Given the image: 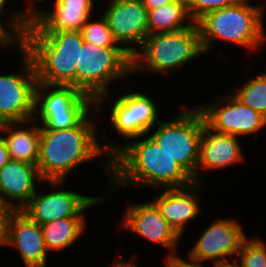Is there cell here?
I'll use <instances>...</instances> for the list:
<instances>
[{
    "instance_id": "6da1fadb",
    "label": "cell",
    "mask_w": 266,
    "mask_h": 267,
    "mask_svg": "<svg viewBox=\"0 0 266 267\" xmlns=\"http://www.w3.org/2000/svg\"><path fill=\"white\" fill-rule=\"evenodd\" d=\"M146 136L143 141L129 140L121 145L102 139L105 143L101 147L111 158L110 189L127 184L162 190L182 188L195 182L151 136Z\"/></svg>"
},
{
    "instance_id": "9a60e30c",
    "label": "cell",
    "mask_w": 266,
    "mask_h": 267,
    "mask_svg": "<svg viewBox=\"0 0 266 267\" xmlns=\"http://www.w3.org/2000/svg\"><path fill=\"white\" fill-rule=\"evenodd\" d=\"M16 247L25 267H46L47 249L41 225L22 211H6L3 220V246Z\"/></svg>"
},
{
    "instance_id": "d6986e66",
    "label": "cell",
    "mask_w": 266,
    "mask_h": 267,
    "mask_svg": "<svg viewBox=\"0 0 266 267\" xmlns=\"http://www.w3.org/2000/svg\"><path fill=\"white\" fill-rule=\"evenodd\" d=\"M200 185H202L201 182H194L182 188L162 189L163 192L159 197L151 200L180 238L184 233L185 225L199 215L197 193L201 191Z\"/></svg>"
},
{
    "instance_id": "2e32d148",
    "label": "cell",
    "mask_w": 266,
    "mask_h": 267,
    "mask_svg": "<svg viewBox=\"0 0 266 267\" xmlns=\"http://www.w3.org/2000/svg\"><path fill=\"white\" fill-rule=\"evenodd\" d=\"M121 221L122 228L168 249L166 258L176 256V247L181 239L162 217L157 206L152 202L131 204ZM175 254V255H174Z\"/></svg>"
},
{
    "instance_id": "277c9868",
    "label": "cell",
    "mask_w": 266,
    "mask_h": 267,
    "mask_svg": "<svg viewBox=\"0 0 266 267\" xmlns=\"http://www.w3.org/2000/svg\"><path fill=\"white\" fill-rule=\"evenodd\" d=\"M264 8V5H251L249 0H238L232 6L204 14L195 22L203 52L207 53L218 39L251 51L258 50L266 42Z\"/></svg>"
},
{
    "instance_id": "7c38bea8",
    "label": "cell",
    "mask_w": 266,
    "mask_h": 267,
    "mask_svg": "<svg viewBox=\"0 0 266 267\" xmlns=\"http://www.w3.org/2000/svg\"><path fill=\"white\" fill-rule=\"evenodd\" d=\"M110 104V122L115 132L126 140L146 136L159 122L154 100L142 92H129Z\"/></svg>"
},
{
    "instance_id": "44dd1931",
    "label": "cell",
    "mask_w": 266,
    "mask_h": 267,
    "mask_svg": "<svg viewBox=\"0 0 266 267\" xmlns=\"http://www.w3.org/2000/svg\"><path fill=\"white\" fill-rule=\"evenodd\" d=\"M30 123H2L0 131L5 134L1 137L6 142L10 159L36 165L39 159L40 126ZM17 125L22 126L21 129L15 128Z\"/></svg>"
},
{
    "instance_id": "4316f807",
    "label": "cell",
    "mask_w": 266,
    "mask_h": 267,
    "mask_svg": "<svg viewBox=\"0 0 266 267\" xmlns=\"http://www.w3.org/2000/svg\"><path fill=\"white\" fill-rule=\"evenodd\" d=\"M235 267H266V243L259 238H246L238 252Z\"/></svg>"
},
{
    "instance_id": "d6a6232c",
    "label": "cell",
    "mask_w": 266,
    "mask_h": 267,
    "mask_svg": "<svg viewBox=\"0 0 266 267\" xmlns=\"http://www.w3.org/2000/svg\"><path fill=\"white\" fill-rule=\"evenodd\" d=\"M3 246V221H0V247Z\"/></svg>"
},
{
    "instance_id": "30bf717a",
    "label": "cell",
    "mask_w": 266,
    "mask_h": 267,
    "mask_svg": "<svg viewBox=\"0 0 266 267\" xmlns=\"http://www.w3.org/2000/svg\"><path fill=\"white\" fill-rule=\"evenodd\" d=\"M216 100L197 106L213 131L239 137L257 133L266 126L265 116L244 105L231 92Z\"/></svg>"
},
{
    "instance_id": "4dcf8cb0",
    "label": "cell",
    "mask_w": 266,
    "mask_h": 267,
    "mask_svg": "<svg viewBox=\"0 0 266 267\" xmlns=\"http://www.w3.org/2000/svg\"><path fill=\"white\" fill-rule=\"evenodd\" d=\"M147 11L156 9L162 5L169 4L175 0H142Z\"/></svg>"
},
{
    "instance_id": "1f68e13d",
    "label": "cell",
    "mask_w": 266,
    "mask_h": 267,
    "mask_svg": "<svg viewBox=\"0 0 266 267\" xmlns=\"http://www.w3.org/2000/svg\"><path fill=\"white\" fill-rule=\"evenodd\" d=\"M115 262L110 265L109 267H137L136 261L134 259L132 261H122L120 258H117V261L114 260Z\"/></svg>"
},
{
    "instance_id": "7a4b0ae2",
    "label": "cell",
    "mask_w": 266,
    "mask_h": 267,
    "mask_svg": "<svg viewBox=\"0 0 266 267\" xmlns=\"http://www.w3.org/2000/svg\"><path fill=\"white\" fill-rule=\"evenodd\" d=\"M89 114L75 127L67 129H40V148L37 169L44 181L60 187L69 173L82 163L106 156L102 163L111 175V158L102 149L98 129Z\"/></svg>"
},
{
    "instance_id": "f1b7e54d",
    "label": "cell",
    "mask_w": 266,
    "mask_h": 267,
    "mask_svg": "<svg viewBox=\"0 0 266 267\" xmlns=\"http://www.w3.org/2000/svg\"><path fill=\"white\" fill-rule=\"evenodd\" d=\"M164 260L166 267H205L202 263L193 262L191 260H189L190 261L189 263V261H185L181 257H178L177 255Z\"/></svg>"
},
{
    "instance_id": "d4e9b609",
    "label": "cell",
    "mask_w": 266,
    "mask_h": 267,
    "mask_svg": "<svg viewBox=\"0 0 266 267\" xmlns=\"http://www.w3.org/2000/svg\"><path fill=\"white\" fill-rule=\"evenodd\" d=\"M231 93L244 105L266 117V72L242 83L240 88H234Z\"/></svg>"
},
{
    "instance_id": "5bb4252c",
    "label": "cell",
    "mask_w": 266,
    "mask_h": 267,
    "mask_svg": "<svg viewBox=\"0 0 266 267\" xmlns=\"http://www.w3.org/2000/svg\"><path fill=\"white\" fill-rule=\"evenodd\" d=\"M108 6L103 16L107 20L113 38L133 56L137 52L133 44L138 43L141 48L149 35L148 11L142 0H113Z\"/></svg>"
},
{
    "instance_id": "9c48e42d",
    "label": "cell",
    "mask_w": 266,
    "mask_h": 267,
    "mask_svg": "<svg viewBox=\"0 0 266 267\" xmlns=\"http://www.w3.org/2000/svg\"><path fill=\"white\" fill-rule=\"evenodd\" d=\"M23 66L17 74L0 75V124L32 121L37 76L30 55L22 48Z\"/></svg>"
},
{
    "instance_id": "ac0fdd59",
    "label": "cell",
    "mask_w": 266,
    "mask_h": 267,
    "mask_svg": "<svg viewBox=\"0 0 266 267\" xmlns=\"http://www.w3.org/2000/svg\"><path fill=\"white\" fill-rule=\"evenodd\" d=\"M94 0H55L54 10L38 9L33 3L30 9V26L36 32L81 31L93 16Z\"/></svg>"
},
{
    "instance_id": "3957f363",
    "label": "cell",
    "mask_w": 266,
    "mask_h": 267,
    "mask_svg": "<svg viewBox=\"0 0 266 267\" xmlns=\"http://www.w3.org/2000/svg\"><path fill=\"white\" fill-rule=\"evenodd\" d=\"M83 43L81 31L36 32L29 26L22 48L33 60L38 82L75 87Z\"/></svg>"
},
{
    "instance_id": "5b68a950",
    "label": "cell",
    "mask_w": 266,
    "mask_h": 267,
    "mask_svg": "<svg viewBox=\"0 0 266 267\" xmlns=\"http://www.w3.org/2000/svg\"><path fill=\"white\" fill-rule=\"evenodd\" d=\"M132 73V56L125 49L100 47L84 41L75 70V88L91 96L96 101L95 111L99 112L109 97L112 81Z\"/></svg>"
},
{
    "instance_id": "ba28073f",
    "label": "cell",
    "mask_w": 266,
    "mask_h": 267,
    "mask_svg": "<svg viewBox=\"0 0 266 267\" xmlns=\"http://www.w3.org/2000/svg\"><path fill=\"white\" fill-rule=\"evenodd\" d=\"M91 107H96V101L73 86L37 82L33 120H40V129L75 127L90 113Z\"/></svg>"
},
{
    "instance_id": "8fae6325",
    "label": "cell",
    "mask_w": 266,
    "mask_h": 267,
    "mask_svg": "<svg viewBox=\"0 0 266 267\" xmlns=\"http://www.w3.org/2000/svg\"><path fill=\"white\" fill-rule=\"evenodd\" d=\"M246 238L242 226L236 220L216 219L194 243L188 253L189 260L197 263L212 261L213 267L232 266L234 263H231L227 257L238 256Z\"/></svg>"
},
{
    "instance_id": "603a6c76",
    "label": "cell",
    "mask_w": 266,
    "mask_h": 267,
    "mask_svg": "<svg viewBox=\"0 0 266 267\" xmlns=\"http://www.w3.org/2000/svg\"><path fill=\"white\" fill-rule=\"evenodd\" d=\"M85 223L84 217H69L41 225L47 251L56 252L69 248L84 234Z\"/></svg>"
},
{
    "instance_id": "ffe728a7",
    "label": "cell",
    "mask_w": 266,
    "mask_h": 267,
    "mask_svg": "<svg viewBox=\"0 0 266 267\" xmlns=\"http://www.w3.org/2000/svg\"><path fill=\"white\" fill-rule=\"evenodd\" d=\"M243 153L238 137L217 133L205 123L200 141L197 182H201V168L202 171L230 167L244 160Z\"/></svg>"
},
{
    "instance_id": "e0dca14e",
    "label": "cell",
    "mask_w": 266,
    "mask_h": 267,
    "mask_svg": "<svg viewBox=\"0 0 266 267\" xmlns=\"http://www.w3.org/2000/svg\"><path fill=\"white\" fill-rule=\"evenodd\" d=\"M36 179V180H35ZM45 182L37 165L10 159L0 169V205L5 211H21L36 192V182ZM17 203H13V201Z\"/></svg>"
},
{
    "instance_id": "484cf974",
    "label": "cell",
    "mask_w": 266,
    "mask_h": 267,
    "mask_svg": "<svg viewBox=\"0 0 266 267\" xmlns=\"http://www.w3.org/2000/svg\"><path fill=\"white\" fill-rule=\"evenodd\" d=\"M95 21L90 16L84 24L81 30L83 40L100 47H121L113 38L106 18L102 15Z\"/></svg>"
},
{
    "instance_id": "836d02e7",
    "label": "cell",
    "mask_w": 266,
    "mask_h": 267,
    "mask_svg": "<svg viewBox=\"0 0 266 267\" xmlns=\"http://www.w3.org/2000/svg\"><path fill=\"white\" fill-rule=\"evenodd\" d=\"M5 212L6 211L0 205V221L4 220Z\"/></svg>"
},
{
    "instance_id": "cb8c5ba5",
    "label": "cell",
    "mask_w": 266,
    "mask_h": 267,
    "mask_svg": "<svg viewBox=\"0 0 266 267\" xmlns=\"http://www.w3.org/2000/svg\"><path fill=\"white\" fill-rule=\"evenodd\" d=\"M7 2L8 0H0V16H3L1 12ZM8 18L5 20L4 17H0V47L1 49L8 46L20 48L23 45L26 30L30 26L31 14L29 11L21 10V12H13ZM5 24L9 26L5 28Z\"/></svg>"
},
{
    "instance_id": "83f0119b",
    "label": "cell",
    "mask_w": 266,
    "mask_h": 267,
    "mask_svg": "<svg viewBox=\"0 0 266 267\" xmlns=\"http://www.w3.org/2000/svg\"><path fill=\"white\" fill-rule=\"evenodd\" d=\"M191 19L196 22L207 12L234 5L238 0H185Z\"/></svg>"
},
{
    "instance_id": "7402d4cb",
    "label": "cell",
    "mask_w": 266,
    "mask_h": 267,
    "mask_svg": "<svg viewBox=\"0 0 266 267\" xmlns=\"http://www.w3.org/2000/svg\"><path fill=\"white\" fill-rule=\"evenodd\" d=\"M191 19L185 0H175L148 11V34L172 33L190 27Z\"/></svg>"
},
{
    "instance_id": "8992f818",
    "label": "cell",
    "mask_w": 266,
    "mask_h": 267,
    "mask_svg": "<svg viewBox=\"0 0 266 267\" xmlns=\"http://www.w3.org/2000/svg\"><path fill=\"white\" fill-rule=\"evenodd\" d=\"M203 53L200 33L194 22L190 27L177 32L148 35L141 48L132 56V72L146 70L169 73L183 68Z\"/></svg>"
},
{
    "instance_id": "52a82bcc",
    "label": "cell",
    "mask_w": 266,
    "mask_h": 267,
    "mask_svg": "<svg viewBox=\"0 0 266 267\" xmlns=\"http://www.w3.org/2000/svg\"><path fill=\"white\" fill-rule=\"evenodd\" d=\"M205 119L197 106L179 112L169 122L159 121L150 135L197 182L200 141Z\"/></svg>"
},
{
    "instance_id": "4fadbf2b",
    "label": "cell",
    "mask_w": 266,
    "mask_h": 267,
    "mask_svg": "<svg viewBox=\"0 0 266 267\" xmlns=\"http://www.w3.org/2000/svg\"><path fill=\"white\" fill-rule=\"evenodd\" d=\"M104 199L99 196H84L74 190L58 191L55 189L47 194L35 192L21 211L32 221L43 225L63 218L85 217L86 209L98 205L105 201Z\"/></svg>"
},
{
    "instance_id": "f546056e",
    "label": "cell",
    "mask_w": 266,
    "mask_h": 267,
    "mask_svg": "<svg viewBox=\"0 0 266 267\" xmlns=\"http://www.w3.org/2000/svg\"><path fill=\"white\" fill-rule=\"evenodd\" d=\"M10 160L6 142L0 136V169Z\"/></svg>"
}]
</instances>
